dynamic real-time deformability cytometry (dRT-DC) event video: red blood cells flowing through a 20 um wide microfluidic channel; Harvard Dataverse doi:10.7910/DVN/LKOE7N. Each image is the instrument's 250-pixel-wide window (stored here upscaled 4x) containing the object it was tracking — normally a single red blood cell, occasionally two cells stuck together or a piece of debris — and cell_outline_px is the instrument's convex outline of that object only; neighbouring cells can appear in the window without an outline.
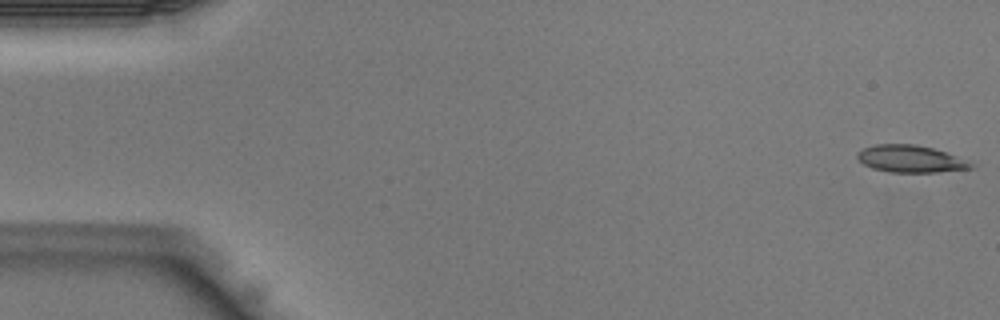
{"species": "Egyptian fruit bat (a non-hibernating species)", "species_latin": "Rousettus aegyptiacus", "temperature_condition": "warm", "stored_images_in_passage": 42, "camera_frame_rate_fps": 3000, "um_per_image_px": 0.085, "animal": {"sex": "male"}, "frame": {"image": 1, "passage_image": 1, "time_ms": 0.0, "image_size_px": [1000, 320], "cell_outline_px": [[976, 168], [936, 172], [888, 172], [872, 168], [864, 164], [856, 156], [856, 152], [864, 148], [876, 144], [912, 144], [932, 148], [968, 160], [976, 164]], "centroid_in_image_um": [77.42, 13.51], "position_along_channel_um": 7.6, "area_um2": 17.98}}
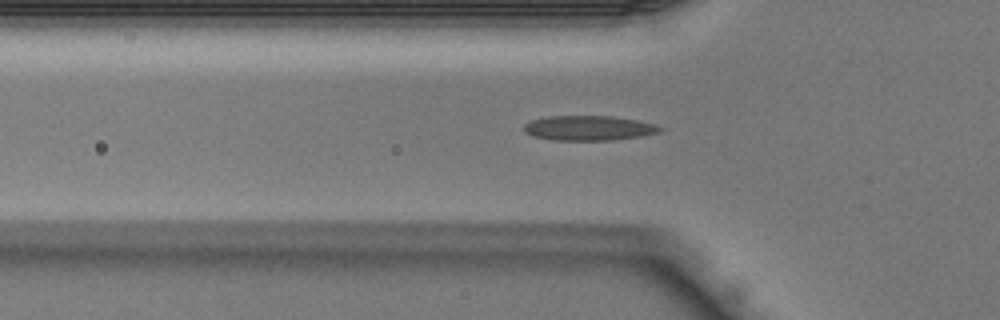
{"frame": {"image": 2, "passage_image": 14, "time_ms": 4.333, "image_size_px": [1000, 320], "cell_outline_px": [[664, 128], [660, 132], [640, 136], [612, 140], [552, 140], [532, 136], [524, 132], [524, 124], [532, 120], [548, 116], [612, 116], [636, 120], [656, 124]], "centroid_in_image_um": [50.04, 10.88], "position_along_channel_um": 75.8, "area_um2": 19.71}}
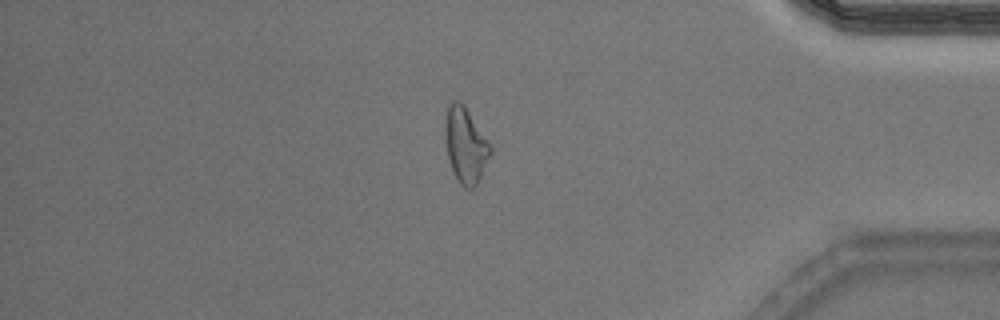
{"frame": {"image": 3, "passage_image": 36, "time_ms": 11.667, "image_size_px": [1000, 320], "cell_outline_px": [[492, 152], [476, 184], [472, 188], [464, 188], [460, 184], [452, 168], [448, 156], [444, 136], [448, 108], [452, 100], [460, 100], [464, 104], [492, 144]], "centroid_in_image_um": [39.59, 12.3], "position_along_channel_um": 395.6, "area_um2": 19.77}}